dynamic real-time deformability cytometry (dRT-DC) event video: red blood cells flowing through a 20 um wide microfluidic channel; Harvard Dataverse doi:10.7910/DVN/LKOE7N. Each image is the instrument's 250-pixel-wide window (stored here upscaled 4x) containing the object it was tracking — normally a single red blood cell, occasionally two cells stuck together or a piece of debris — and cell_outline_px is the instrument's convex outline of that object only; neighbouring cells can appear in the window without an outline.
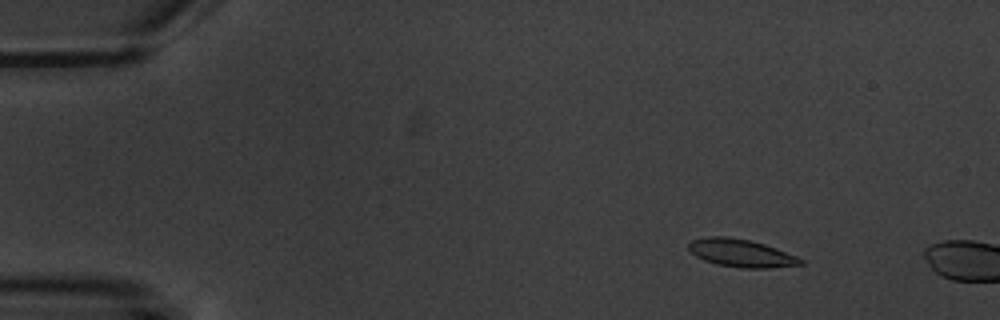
{"species": "common noctule bat (a hibernating species)", "species_latin": "Nyctalus noctula", "temperature_condition": "warm", "stored_images_in_passage": 3, "camera_frame_rate_fps": 3000, "um_per_image_px": 0.085, "animal": {"sex": "male", "body_mass_g": 20.1, "forearm_length_mm": 53.5}, "frame": {"image": 1, "passage_image": 2, "time_ms": 1.0, "image_size_px": [1000, 320], "cell_outline_px": [[804, 264], [768, 268], [740, 268], [716, 264], [704, 260], [696, 256], [688, 248], [688, 244], [692, 240], [708, 236], [728, 236], [748, 240], [764, 244], [776, 248], [796, 256], [804, 260]], "centroid_in_image_um": [62.99, 21.51], "position_along_channel_um": 22.0, "area_um2": 18.09}}